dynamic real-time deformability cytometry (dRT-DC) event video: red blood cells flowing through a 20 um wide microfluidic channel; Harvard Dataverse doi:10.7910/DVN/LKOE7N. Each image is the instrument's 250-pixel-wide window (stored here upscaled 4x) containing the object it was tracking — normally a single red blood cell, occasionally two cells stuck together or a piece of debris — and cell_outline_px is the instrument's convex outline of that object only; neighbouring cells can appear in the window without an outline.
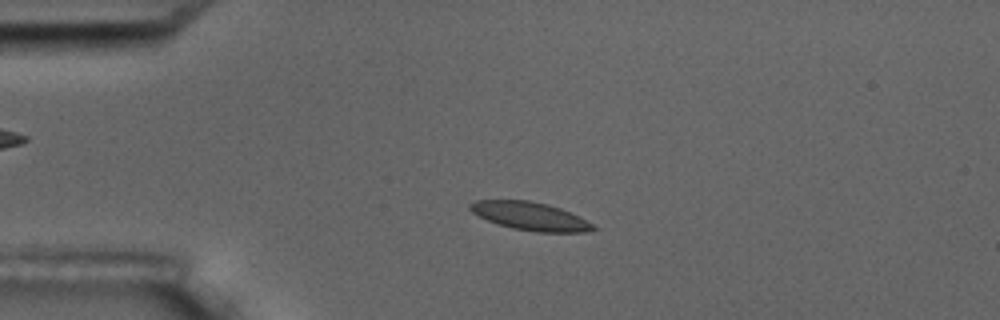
{"species": "common noctule bat (a hibernating species)", "species_latin": "Nyctalus noctula", "temperature_condition": "room temperature", "stored_images_in_passage": 3, "camera_frame_rate_fps": 3000, "um_per_image_px": 0.085, "animal": {"sex": "male", "body_mass_g": 17.5, "forearm_length_mm": 52.3}, "frame": {"image": 1, "passage_image": 2, "time_ms": 1.333, "image_size_px": [1000, 320], "cell_outline_px": [[596, 228], [584, 232], [536, 232], [512, 228], [496, 224], [472, 212], [468, 208], [468, 204], [476, 200], [528, 200], [548, 204], [560, 208], [592, 224]], "centroid_in_image_um": [45.0, 18.37], "position_along_channel_um": 40.0, "area_um2": 19.94}}